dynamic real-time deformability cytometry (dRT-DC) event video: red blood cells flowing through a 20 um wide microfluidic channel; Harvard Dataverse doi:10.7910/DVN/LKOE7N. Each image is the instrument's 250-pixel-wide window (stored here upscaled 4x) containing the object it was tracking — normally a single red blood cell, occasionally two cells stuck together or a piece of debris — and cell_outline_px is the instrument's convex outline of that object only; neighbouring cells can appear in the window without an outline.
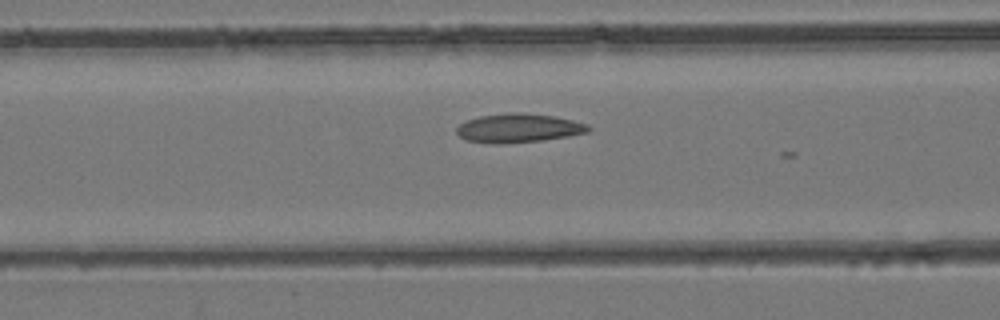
{"species": "common noctule bat (a hibernating species)", "species_latin": "Nyctalus noctula", "temperature_condition": "room temperature", "stored_images_in_passage": 6, "camera_frame_rate_fps": 3000, "um_per_image_px": 0.085, "animal": {"sex": "female", "body_mass_g": 24.6, "forearm_length_mm": 56.2}, "frame": {"image": 1, "passage_image": 4, "time_ms": 1.0, "image_size_px": [1000, 320], "cell_outline_px": [[592, 128], [588, 132], [568, 136], [544, 140], [468, 140], [460, 136], [456, 132], [456, 128], [460, 124], [468, 120], [480, 116], [512, 112], [520, 112], [556, 116], [588, 124]], "centroid_in_image_um": [44.18, 10.82], "position_along_channel_um": 122.4, "area_um2": 20.98}}